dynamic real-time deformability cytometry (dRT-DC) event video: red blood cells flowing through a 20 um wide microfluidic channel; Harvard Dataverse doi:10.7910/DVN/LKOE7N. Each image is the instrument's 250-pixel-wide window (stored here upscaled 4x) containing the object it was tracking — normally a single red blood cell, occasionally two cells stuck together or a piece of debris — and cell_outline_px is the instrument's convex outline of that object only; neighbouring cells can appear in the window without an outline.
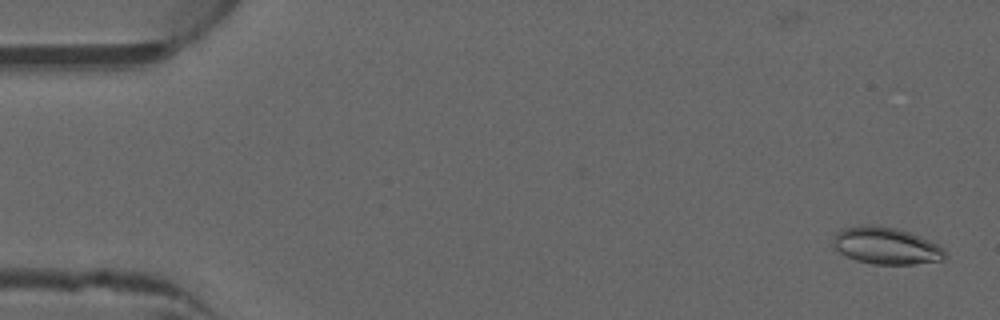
{"species": "common noctule bat (a hibernating species)", "species_latin": "Nyctalus noctula", "temperature_condition": "warm", "stored_images_in_passage": 50, "camera_frame_rate_fps": 3000, "um_per_image_px": 0.085, "animal": {"sex": "male", "forearm_length_mm": 52.5}, "frame": {"image": 1, "passage_image": 1, "time_ms": 0.0, "image_size_px": [1000, 320], "cell_outline_px": [[948, 256], [944, 260], [912, 264], [872, 264], [856, 260], [832, 248], [832, 244], [836, 232], [844, 228], [868, 224], [872, 224], [896, 228], [920, 236], [944, 248], [948, 252]], "centroid_in_image_um": [75.33, 20.89], "position_along_channel_um": 9.7, "area_um2": 24.22}}
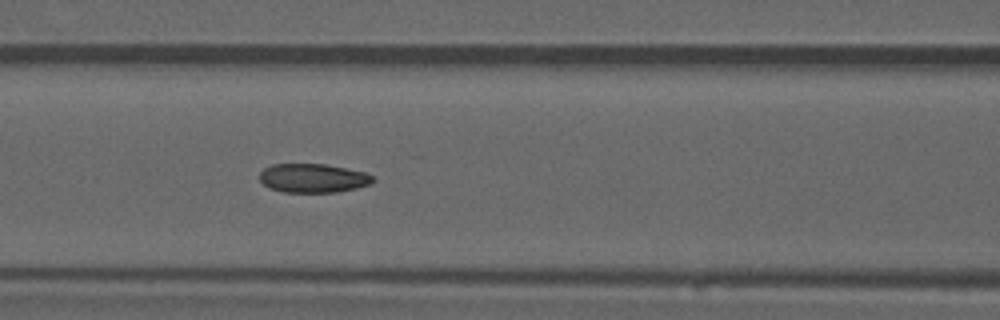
{"frame": {"image": 2, "passage_image": 21, "time_ms": 6.667, "image_size_px": [1000, 320], "cell_outline_px": [[376, 180], [372, 184], [356, 188], [336, 192], [284, 192], [272, 188], [264, 184], [260, 180], [260, 172], [264, 168], [272, 164], [324, 164], [364, 172], [372, 176]], "centroid_in_image_um": [26.62, 15.14], "position_along_channel_um": 140.0, "area_um2": 18.96}}
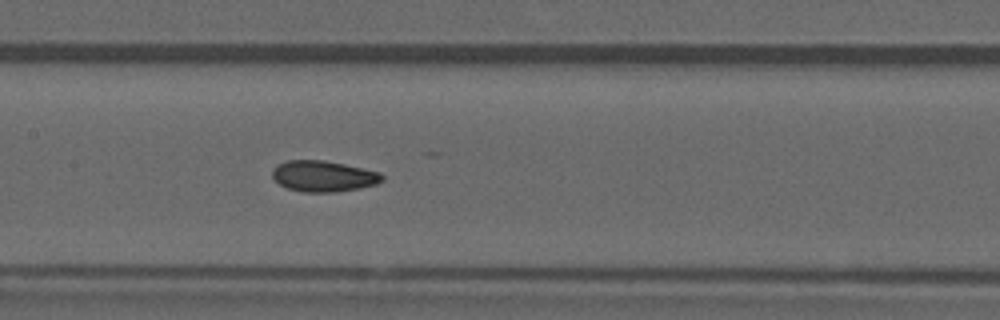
{"frame": {"image": 3, "passage_image": 24, "time_ms": 7.667, "image_size_px": [1000, 320], "cell_outline_px": [[384, 180], [376, 184], [360, 188], [336, 192], [304, 192], [288, 188], [280, 184], [272, 176], [272, 168], [276, 164], [288, 160], [324, 160], [344, 164], [380, 172], [384, 176]], "centroid_in_image_um": [27.49, 14.97], "position_along_channel_um": 179.9, "area_um2": 19.88}, "authors_computed_cell_mechanics": {"area_um2": 19.7965, "velocity_mm_per_s": 4.005, "shape_relaxation_time_tau1_ms": 9.9322, "shape_relaxation_time_tau2_ms": 1.5672, "deformation_change_tau1": 0.1916, "deformation_change_tau2": 0.073}}